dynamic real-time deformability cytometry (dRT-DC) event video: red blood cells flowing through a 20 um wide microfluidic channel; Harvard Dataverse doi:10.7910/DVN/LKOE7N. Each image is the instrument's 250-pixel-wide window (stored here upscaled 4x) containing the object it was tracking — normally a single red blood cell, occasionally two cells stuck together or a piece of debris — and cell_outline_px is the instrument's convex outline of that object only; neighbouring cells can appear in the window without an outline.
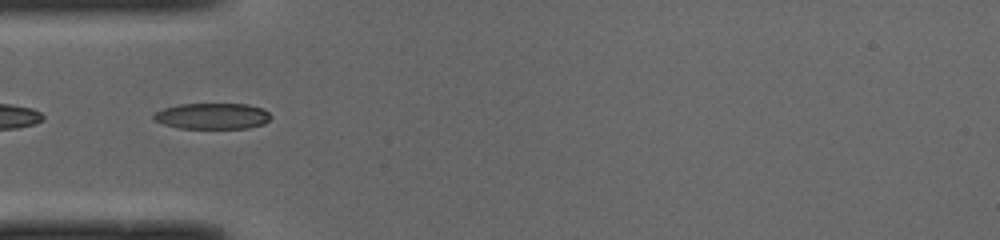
{"species": "common noctule bat (a hibernating species)", "species_latin": "Nyctalus noctula", "temperature_condition": "cold", "stored_images_in_passage": 37, "camera_frame_rate_fps": 3000, "um_per_image_px": 0.085, "animal": {"sex": "male", "body_mass_g": 19.0, "forearm_length_mm": 50.8}, "frame": {"image": 1, "passage_image": 2, "time_ms": 0.333, "image_size_px": [1000, 240], "cell_outline_px": [[272, 116], [264, 124], [248, 128], [180, 128], [164, 124], [156, 120], [152, 116], [156, 112], [164, 108], [180, 104], [248, 104], [264, 108]], "centroid_in_image_um": [18.1, 9.86], "position_along_channel_um": 66.9, "area_um2": 17.69}}
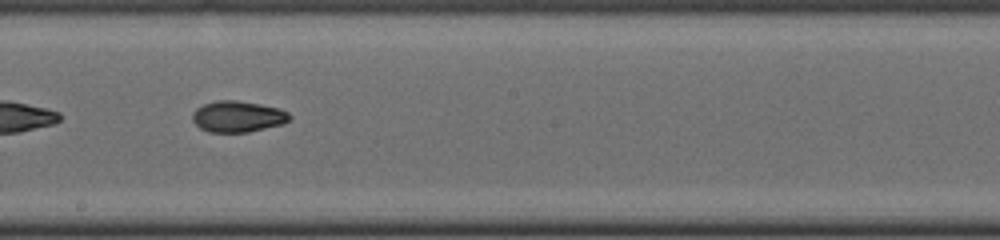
{"frame": {"image": 2, "passage_image": 14, "time_ms": 4.333, "image_size_px": [1000, 240], "cell_outline_px": [[292, 116], [284, 124], [248, 132], [208, 132], [200, 128], [192, 120], [192, 116], [196, 108], [204, 104], [216, 100], [236, 100], [260, 104], [280, 108], [288, 112]], "centroid_in_image_um": [20.22, 9.9], "position_along_channel_um": 228.0, "area_um2": 17.74}}
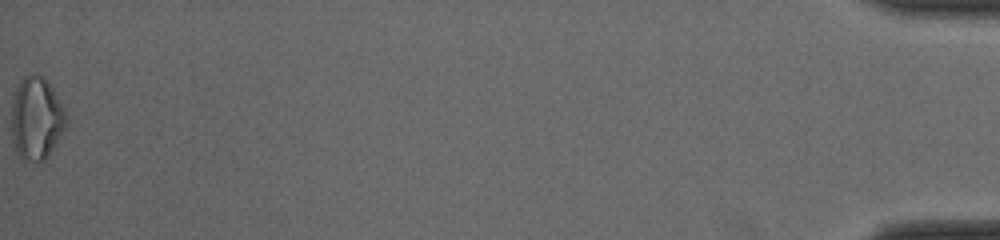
{"frame": {"image": 3, "passage_image": 37, "time_ms": 12.0, "image_size_px": [1000, 240], "cell_outline_px": [[68, 124], [48, 156], [40, 164], [36, 164], [24, 160], [20, 156], [12, 144], [12, 92], [20, 80], [24, 76], [32, 72], [36, 72], [44, 76], [48, 80], [60, 100], [68, 116]], "centroid_in_image_um": [3.1, 10.04], "position_along_channel_um": 432.1, "area_um2": 27.34}, "authors_computed_cell_mechanics": {"area_um2": 17.6868, "velocity_mm_per_s": 4.0372, "shape_relaxation_time_tau1_ms": 3.2593, "shape_relaxation_time_tau2_ms": 3.1262, "deformation_change_tau1": 0.1566, "deformation_change_tau2": 0.0742}}